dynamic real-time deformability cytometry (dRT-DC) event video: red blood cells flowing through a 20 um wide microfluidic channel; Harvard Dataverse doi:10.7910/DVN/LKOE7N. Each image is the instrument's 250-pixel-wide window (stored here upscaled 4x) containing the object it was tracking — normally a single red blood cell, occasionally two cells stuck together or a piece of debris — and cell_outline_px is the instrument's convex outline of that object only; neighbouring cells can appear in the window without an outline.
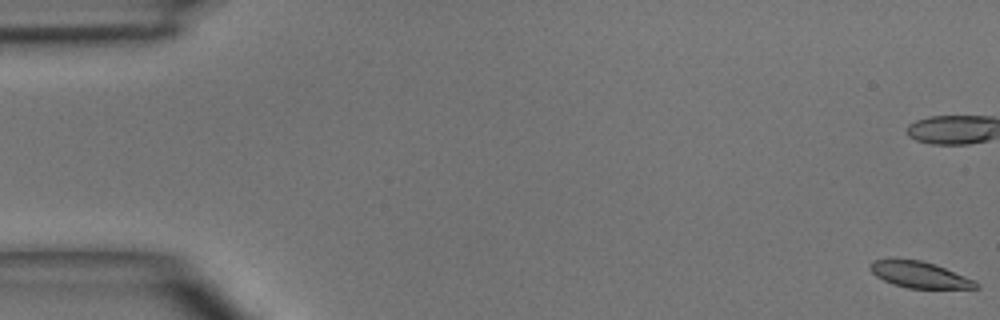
{"species": "common noctule bat (a hibernating species)", "species_latin": "Nyctalus noctula", "temperature_condition": "room temperature", "stored_images_in_passage": 5, "camera_frame_rate_fps": 3000, "um_per_image_px": 0.085, "animal": {"sex": "male", "body_mass_g": 15.6}, "frame": {"image": 1, "passage_image": 1, "time_ms": 0.0, "image_size_px": [1000, 320], "cell_outline_px": [[980, 288], [908, 288], [892, 284], [876, 276], [868, 268], [868, 264], [872, 260], [920, 260], [936, 264], [976, 280], [980, 284]], "centroid_in_image_um": [78.19, 23.36], "position_along_channel_um": 6.8, "area_um2": 16.18}}